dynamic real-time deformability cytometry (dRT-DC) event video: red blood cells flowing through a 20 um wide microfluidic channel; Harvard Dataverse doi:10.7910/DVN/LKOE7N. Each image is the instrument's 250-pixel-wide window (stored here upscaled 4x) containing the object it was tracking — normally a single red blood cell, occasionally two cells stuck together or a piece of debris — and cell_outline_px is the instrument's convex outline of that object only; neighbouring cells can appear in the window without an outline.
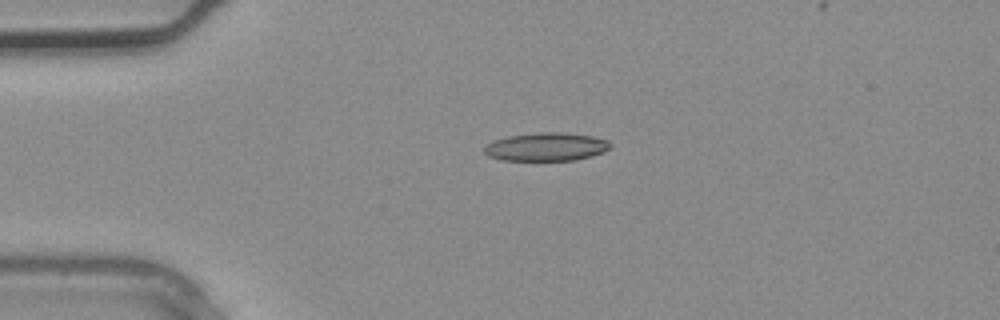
{"species": "common noctule bat (a hibernating species)", "species_latin": "Nyctalus noctula", "temperature_condition": "warm", "stored_images_in_passage": 4, "camera_frame_rate_fps": 3000, "um_per_image_px": 0.085, "animal": {"sex": "male", "body_mass_g": 20.4}, "frame": {"image": 1, "passage_image": 3, "time_ms": 0.667, "image_size_px": [1000, 320], "cell_outline_px": [[612, 144], [604, 152], [592, 156], [576, 160], [504, 160], [488, 156], [484, 152], [484, 148], [488, 144], [496, 140], [508, 136], [540, 132], [560, 132], [592, 136], [608, 140]], "centroid_in_image_um": [46.46, 12.48], "position_along_channel_um": 38.5, "area_um2": 20.63}}